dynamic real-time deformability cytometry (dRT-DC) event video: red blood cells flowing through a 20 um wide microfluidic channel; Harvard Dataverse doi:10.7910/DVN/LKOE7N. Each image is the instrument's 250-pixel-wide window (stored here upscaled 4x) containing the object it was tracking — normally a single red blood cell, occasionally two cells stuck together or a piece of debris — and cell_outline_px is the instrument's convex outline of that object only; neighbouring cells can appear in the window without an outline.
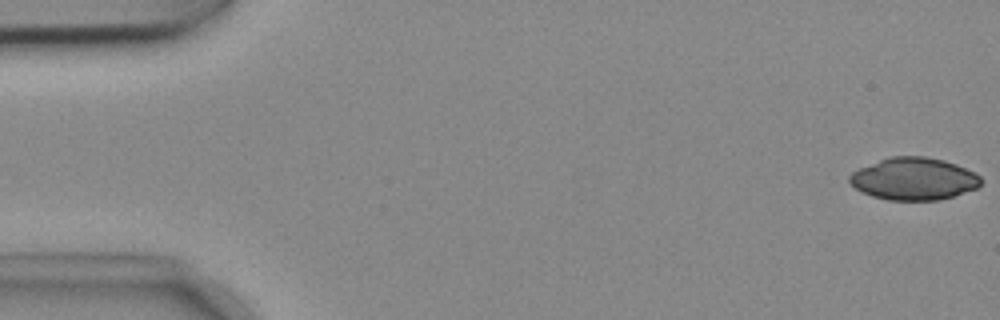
{"species": "common noctule bat (a hibernating species)", "species_latin": "Nyctalus noctula", "temperature_condition": "cold", "stored_images_in_passage": 53, "camera_frame_rate_fps": 3000, "um_per_image_px": 0.085, "animal": {"sex": "female", "body_mass_g": 18.4}, "frame": {"image": 1, "passage_image": 1, "time_ms": 0.0, "image_size_px": [1000, 320], "cell_outline_px": [[980, 184], [976, 188], [940, 200], [888, 200], [872, 196], [856, 188], [848, 180], [848, 176], [852, 172], [860, 168], [888, 156], [924, 156], [944, 160], [956, 164], [980, 176]], "centroid_in_image_um": [77.65, 15.19], "position_along_channel_um": 7.4, "area_um2": 32.14}}